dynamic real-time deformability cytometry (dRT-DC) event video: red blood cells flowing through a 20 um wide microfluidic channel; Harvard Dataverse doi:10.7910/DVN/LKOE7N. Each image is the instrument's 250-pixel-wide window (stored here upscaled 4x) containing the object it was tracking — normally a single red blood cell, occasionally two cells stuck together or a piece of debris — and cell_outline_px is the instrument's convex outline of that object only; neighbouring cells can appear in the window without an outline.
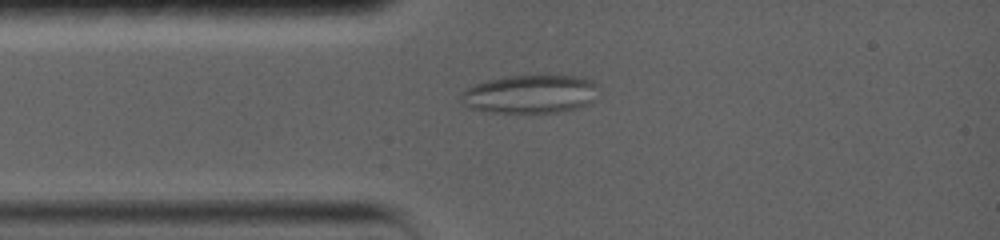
{"species": "common noctule bat (a hibernating species)", "species_latin": "Nyctalus noctula", "temperature_condition": "warm", "stored_images_in_passage": 37, "camera_frame_rate_fps": 5000, "um_per_image_px": 0.085, "animal": {"sex": "female", "body_mass_g": 19.0, "forearm_length_mm": 56.7}, "frame": {"image": 1, "passage_image": 2, "time_ms": 0.4, "image_size_px": [1000, 240], "cell_outline_px": [[600, 84], [592, 100], [588, 104], [576, 108], [556, 112], [488, 112], [472, 108], [460, 104], [460, 92], [476, 84], [488, 80], [508, 76], [548, 72], [580, 76], [592, 80]], "centroid_in_image_um": [45.1, 7.94], "position_along_channel_um": 39.9, "area_um2": 31.73}}
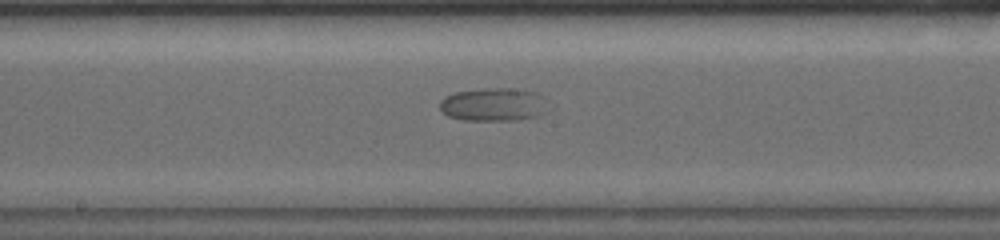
{"frame": {"image": 2, "passage_image": 17, "time_ms": 5.4, "image_size_px": [1000, 240], "cell_outline_px": [[544, 112], [540, 116], [516, 120], [464, 120], [448, 116], [440, 108], [440, 100], [444, 96], [456, 92], [492, 88], [508, 88], [540, 92], [544, 96]], "centroid_in_image_um": [41.95, 8.88], "position_along_channel_um": 206.2, "area_um2": 20.87}}
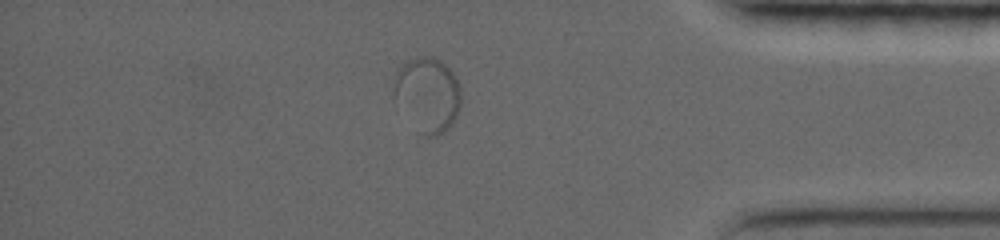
{"frame": {"image": 3, "passage_image": 32, "time_ms": 11.8, "image_size_px": [1000, 240], "cell_outline_px": [[460, 108], [452, 124], [444, 132], [436, 136], [424, 136], [392, 100], [392, 92], [396, 72], [400, 64], [416, 56], [432, 56], [440, 60], [452, 72], [460, 84]], "centroid_in_image_um": [36.31, 8.01], "position_along_channel_um": 398.9, "area_um2": 29.59}}